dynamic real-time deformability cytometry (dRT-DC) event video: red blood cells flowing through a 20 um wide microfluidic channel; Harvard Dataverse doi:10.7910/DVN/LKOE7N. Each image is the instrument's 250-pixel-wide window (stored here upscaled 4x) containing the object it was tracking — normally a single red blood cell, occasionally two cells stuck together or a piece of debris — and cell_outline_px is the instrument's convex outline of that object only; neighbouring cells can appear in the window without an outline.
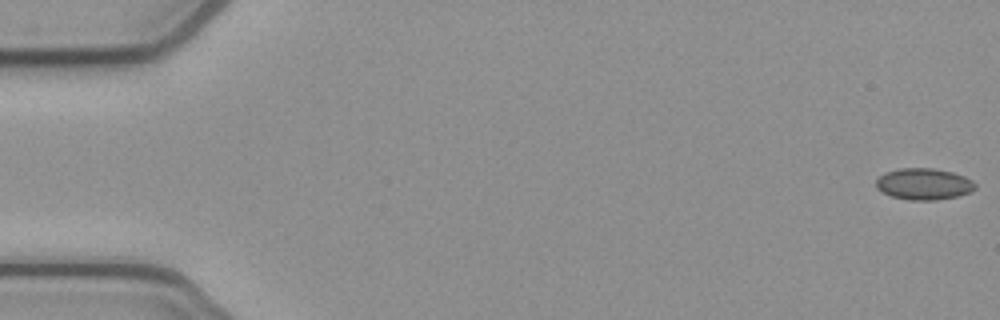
{"species": "common noctule bat (a hibernating species)", "species_latin": "Nyctalus noctula", "temperature_condition": "cold", "stored_images_in_passage": 53, "camera_frame_rate_fps": 3000, "um_per_image_px": 0.085, "animal": {"sex": "female", "body_mass_g": 21.9}, "frame": {"image": 1, "passage_image": 1, "time_ms": 0.0, "image_size_px": [1000, 320], "cell_outline_px": [[976, 188], [968, 192], [956, 196], [936, 200], [908, 200], [892, 196], [880, 192], [876, 188], [876, 180], [884, 172], [900, 168], [932, 168], [952, 172], [964, 176], [972, 180], [976, 184]], "centroid_in_image_um": [78.49, 15.64], "position_along_channel_um": 6.5, "area_um2": 18.21}}
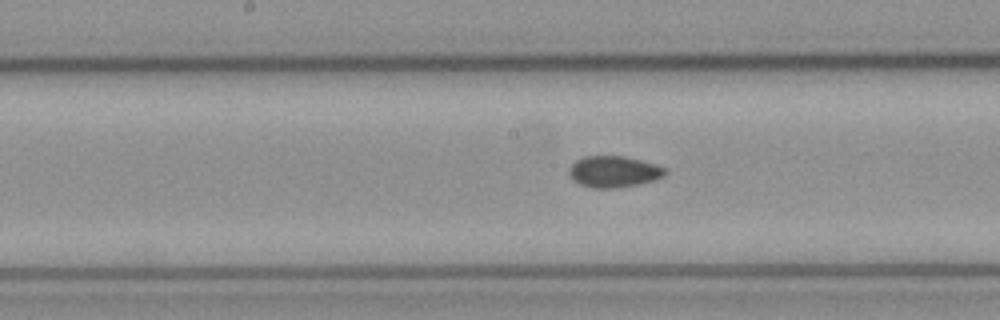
{"frame": {"image": 2, "passage_image": 27, "time_ms": 8.667, "image_size_px": [1000, 320], "cell_outline_px": [[668, 172], [664, 176], [640, 184], [616, 188], [592, 188], [580, 184], [572, 180], [568, 176], [568, 168], [576, 160], [584, 156], [624, 156], [656, 164], [668, 168]], "centroid_in_image_um": [52.16, 14.59], "position_along_channel_um": 196.0, "area_um2": 17.8}}
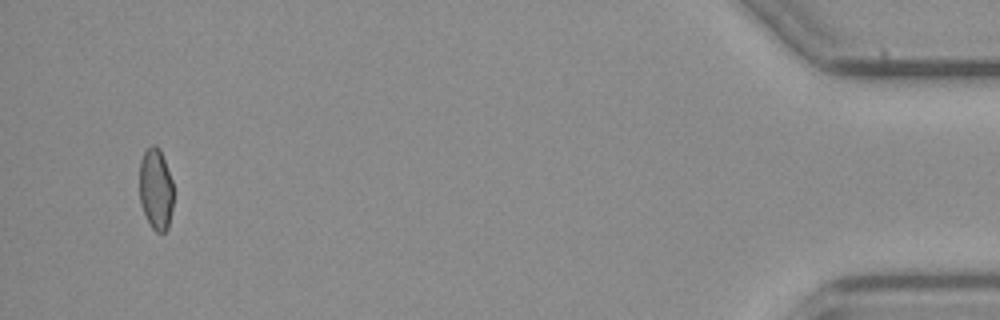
{"frame": {"image": 3, "passage_image": 51, "time_ms": 16.667, "image_size_px": [1000, 320], "cell_outline_px": [[172, 208], [168, 228], [164, 232], [156, 232], [152, 228], [140, 204], [140, 160], [144, 152], [152, 144], [156, 144], [160, 148], [172, 180]], "centroid_in_image_um": [13.24, 16.05], "position_along_channel_um": 422.0, "area_um2": 16.07}, "authors_computed_cell_mechanics": {"area_um2": 17.629, "velocity_mm_per_s": 3.8867, "shape_relaxation_time_tau1_ms": null, "shape_relaxation_time_tau2_ms": 2.3237, "deformation_change_tau1": null, "deformation_change_tau2": 0.0582}}